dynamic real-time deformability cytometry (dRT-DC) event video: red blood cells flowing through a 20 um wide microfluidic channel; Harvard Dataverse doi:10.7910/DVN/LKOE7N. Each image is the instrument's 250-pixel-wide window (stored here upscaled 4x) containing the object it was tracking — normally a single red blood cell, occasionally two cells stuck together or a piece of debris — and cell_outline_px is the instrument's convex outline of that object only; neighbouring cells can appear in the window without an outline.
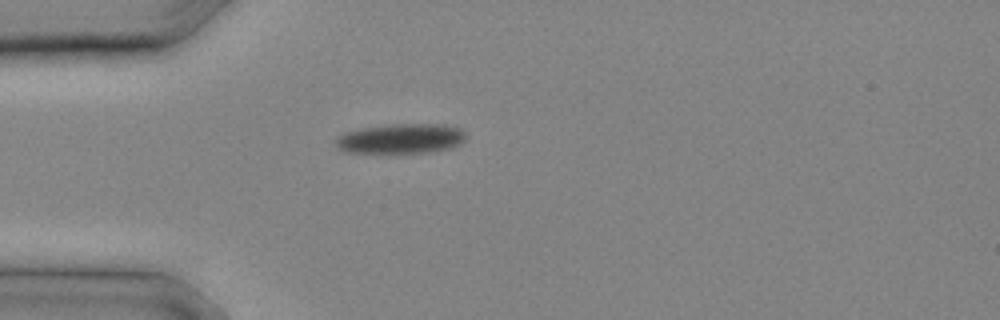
{"species": "common noctule bat (a hibernating species)", "species_latin": "Nyctalus noctula", "temperature_condition": "cold", "stored_images_in_passage": 5, "camera_frame_rate_fps": 3000, "um_per_image_px": 0.085, "animal": {"sex": "male", "body_mass_g": 20.4}, "frame": {"image": 1, "passage_image": 1, "time_ms": 0.0, "image_size_px": [1000, 320], "cell_outline_px": [[468, 136], [460, 144], [452, 148], [432, 152], [348, 152], [340, 148], [336, 144], [336, 140], [344, 132], [364, 128], [388, 124], [444, 124], [460, 128]], "centroid_in_image_um": [34.16, 11.77], "position_along_channel_um": 50.8, "area_um2": 22.48}}
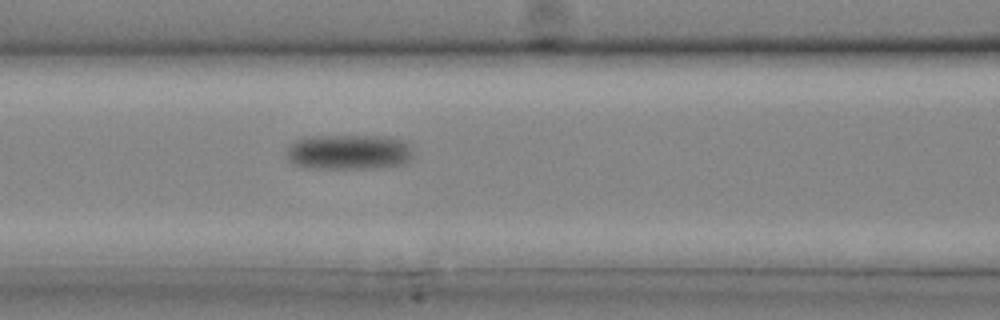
{"frame": {"image": 2, "passage_image": 5, "time_ms": 1.333, "image_size_px": [1000, 320], "cell_outline_px": [[416, 156], [412, 160], [404, 164], [376, 168], [304, 168], [292, 164], [284, 156], [284, 152], [296, 140], [312, 136], [388, 136], [404, 140], [412, 148]], "centroid_in_image_um": [29.68, 12.93], "position_along_channel_um": 136.9, "area_um2": 26.59}}